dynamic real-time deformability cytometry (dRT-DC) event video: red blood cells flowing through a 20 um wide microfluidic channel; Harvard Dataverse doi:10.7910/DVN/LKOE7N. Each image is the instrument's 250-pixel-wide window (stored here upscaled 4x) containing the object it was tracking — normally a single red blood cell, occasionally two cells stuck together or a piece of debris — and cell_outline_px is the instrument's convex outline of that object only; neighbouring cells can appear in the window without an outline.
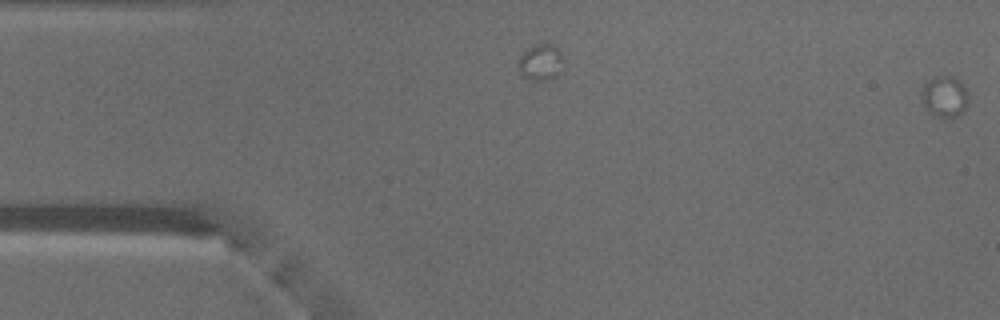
{"species": "common noctule bat (a hibernating species)", "species_latin": "Nyctalus noctula", "temperature_condition": "warm", "stored_images_in_passage": 4, "segment_of_instrument_passage": [2, 2], "camera_frame_rate_fps": 3000, "um_per_image_px": 0.085, "animal": {"sex": "male", "body_mass_g": 18.8}, "frame": {"image": 1, "passage_image": 4, "time_ms": 1.0, "image_size_px": [1000, 320], "cell_outline_px": [[968, 100], [964, 112], [956, 116], [940, 116], [928, 112], [924, 108], [924, 84], [928, 80], [936, 76], [952, 76], [960, 80], [968, 96]], "centroid_in_image_um": [80.33, 8.19], "position_along_channel_um": 4.7, "area_um2": 10.87}}